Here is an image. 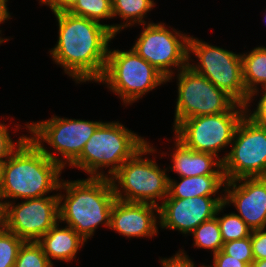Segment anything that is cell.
I'll list each match as a JSON object with an SVG mask.
<instances>
[{
    "label": "cell",
    "mask_w": 266,
    "mask_h": 267,
    "mask_svg": "<svg viewBox=\"0 0 266 267\" xmlns=\"http://www.w3.org/2000/svg\"><path fill=\"white\" fill-rule=\"evenodd\" d=\"M58 40L48 53L77 84L97 83L102 77L108 49L116 36L105 26L69 12L54 14Z\"/></svg>",
    "instance_id": "1"
},
{
    "label": "cell",
    "mask_w": 266,
    "mask_h": 267,
    "mask_svg": "<svg viewBox=\"0 0 266 267\" xmlns=\"http://www.w3.org/2000/svg\"><path fill=\"white\" fill-rule=\"evenodd\" d=\"M63 171L27 137L1 166L0 199L7 204L11 200L58 195Z\"/></svg>",
    "instance_id": "2"
},
{
    "label": "cell",
    "mask_w": 266,
    "mask_h": 267,
    "mask_svg": "<svg viewBox=\"0 0 266 267\" xmlns=\"http://www.w3.org/2000/svg\"><path fill=\"white\" fill-rule=\"evenodd\" d=\"M58 197L61 225L70 226L85 241L93 238L99 226L110 228V213L116 200L110 178L62 179Z\"/></svg>",
    "instance_id": "3"
},
{
    "label": "cell",
    "mask_w": 266,
    "mask_h": 267,
    "mask_svg": "<svg viewBox=\"0 0 266 267\" xmlns=\"http://www.w3.org/2000/svg\"><path fill=\"white\" fill-rule=\"evenodd\" d=\"M148 141L120 121H103L68 168H77L88 177L110 178Z\"/></svg>",
    "instance_id": "4"
},
{
    "label": "cell",
    "mask_w": 266,
    "mask_h": 267,
    "mask_svg": "<svg viewBox=\"0 0 266 267\" xmlns=\"http://www.w3.org/2000/svg\"><path fill=\"white\" fill-rule=\"evenodd\" d=\"M155 148L148 141L110 177L117 200L159 207L168 196L170 175L167 167L156 162L158 149Z\"/></svg>",
    "instance_id": "5"
},
{
    "label": "cell",
    "mask_w": 266,
    "mask_h": 267,
    "mask_svg": "<svg viewBox=\"0 0 266 267\" xmlns=\"http://www.w3.org/2000/svg\"><path fill=\"white\" fill-rule=\"evenodd\" d=\"M97 83L105 84L127 107L167 84V79L131 47L119 50L109 46L106 66Z\"/></svg>",
    "instance_id": "6"
},
{
    "label": "cell",
    "mask_w": 266,
    "mask_h": 267,
    "mask_svg": "<svg viewBox=\"0 0 266 267\" xmlns=\"http://www.w3.org/2000/svg\"><path fill=\"white\" fill-rule=\"evenodd\" d=\"M102 122L54 114L46 120L28 122V137L48 158L65 170L80 156L85 144ZM45 144L50 146V150Z\"/></svg>",
    "instance_id": "7"
},
{
    "label": "cell",
    "mask_w": 266,
    "mask_h": 267,
    "mask_svg": "<svg viewBox=\"0 0 266 267\" xmlns=\"http://www.w3.org/2000/svg\"><path fill=\"white\" fill-rule=\"evenodd\" d=\"M188 66L205 76L217 88L226 91L238 103H248L250 96L243 82L241 53L212 45L203 38L199 40L191 35L188 41Z\"/></svg>",
    "instance_id": "8"
},
{
    "label": "cell",
    "mask_w": 266,
    "mask_h": 267,
    "mask_svg": "<svg viewBox=\"0 0 266 267\" xmlns=\"http://www.w3.org/2000/svg\"><path fill=\"white\" fill-rule=\"evenodd\" d=\"M245 114L246 105L237 103L225 113L182 120L172 129V132L188 148L214 154L223 161L228 152L227 148L233 141L236 128ZM220 152H225L224 155L221 154L222 157L219 155Z\"/></svg>",
    "instance_id": "9"
},
{
    "label": "cell",
    "mask_w": 266,
    "mask_h": 267,
    "mask_svg": "<svg viewBox=\"0 0 266 267\" xmlns=\"http://www.w3.org/2000/svg\"><path fill=\"white\" fill-rule=\"evenodd\" d=\"M172 79H176L177 86L172 129L187 118L225 113L238 103L226 91L217 88L189 66L169 77L167 83L172 82Z\"/></svg>",
    "instance_id": "10"
},
{
    "label": "cell",
    "mask_w": 266,
    "mask_h": 267,
    "mask_svg": "<svg viewBox=\"0 0 266 267\" xmlns=\"http://www.w3.org/2000/svg\"><path fill=\"white\" fill-rule=\"evenodd\" d=\"M138 26L142 30L131 48L166 79L188 66L189 33L166 26L162 21Z\"/></svg>",
    "instance_id": "11"
},
{
    "label": "cell",
    "mask_w": 266,
    "mask_h": 267,
    "mask_svg": "<svg viewBox=\"0 0 266 267\" xmlns=\"http://www.w3.org/2000/svg\"><path fill=\"white\" fill-rule=\"evenodd\" d=\"M230 149L222 161L226 181L266 177V124L245 114L236 128Z\"/></svg>",
    "instance_id": "12"
},
{
    "label": "cell",
    "mask_w": 266,
    "mask_h": 267,
    "mask_svg": "<svg viewBox=\"0 0 266 267\" xmlns=\"http://www.w3.org/2000/svg\"><path fill=\"white\" fill-rule=\"evenodd\" d=\"M6 204V229L24 242H37L59 221V197L24 199Z\"/></svg>",
    "instance_id": "13"
},
{
    "label": "cell",
    "mask_w": 266,
    "mask_h": 267,
    "mask_svg": "<svg viewBox=\"0 0 266 267\" xmlns=\"http://www.w3.org/2000/svg\"><path fill=\"white\" fill-rule=\"evenodd\" d=\"M223 202L224 196L165 198L159 206V227L190 236L202 222L215 217Z\"/></svg>",
    "instance_id": "14"
},
{
    "label": "cell",
    "mask_w": 266,
    "mask_h": 267,
    "mask_svg": "<svg viewBox=\"0 0 266 267\" xmlns=\"http://www.w3.org/2000/svg\"><path fill=\"white\" fill-rule=\"evenodd\" d=\"M224 190V203L232 205L251 230L266 228V177L226 181Z\"/></svg>",
    "instance_id": "15"
},
{
    "label": "cell",
    "mask_w": 266,
    "mask_h": 267,
    "mask_svg": "<svg viewBox=\"0 0 266 267\" xmlns=\"http://www.w3.org/2000/svg\"><path fill=\"white\" fill-rule=\"evenodd\" d=\"M159 207L149 203L115 200L109 230L126 239L149 238L159 234Z\"/></svg>",
    "instance_id": "16"
},
{
    "label": "cell",
    "mask_w": 266,
    "mask_h": 267,
    "mask_svg": "<svg viewBox=\"0 0 266 267\" xmlns=\"http://www.w3.org/2000/svg\"><path fill=\"white\" fill-rule=\"evenodd\" d=\"M173 137L174 144L172 145L174 146L168 148L171 149V153L169 151L158 152V155H161L159 159H163L164 156L166 158V155L171 158L170 163L172 164L168 165V172H174L173 174H177L178 177L224 175L222 161L214 154L194 151L185 146L174 135Z\"/></svg>",
    "instance_id": "17"
},
{
    "label": "cell",
    "mask_w": 266,
    "mask_h": 267,
    "mask_svg": "<svg viewBox=\"0 0 266 267\" xmlns=\"http://www.w3.org/2000/svg\"><path fill=\"white\" fill-rule=\"evenodd\" d=\"M37 243L42 247L48 260L55 266L54 260L67 262V264L74 260L79 262V257L76 260L78 251L87 244V241L73 228L67 225L61 226L58 221Z\"/></svg>",
    "instance_id": "18"
},
{
    "label": "cell",
    "mask_w": 266,
    "mask_h": 267,
    "mask_svg": "<svg viewBox=\"0 0 266 267\" xmlns=\"http://www.w3.org/2000/svg\"><path fill=\"white\" fill-rule=\"evenodd\" d=\"M169 177L166 198L185 199L197 196H224L226 179L224 175H201L192 177ZM221 189V190H220Z\"/></svg>",
    "instance_id": "19"
},
{
    "label": "cell",
    "mask_w": 266,
    "mask_h": 267,
    "mask_svg": "<svg viewBox=\"0 0 266 267\" xmlns=\"http://www.w3.org/2000/svg\"><path fill=\"white\" fill-rule=\"evenodd\" d=\"M155 0H112L113 20L121 19L120 24L113 23V34L122 33L124 29L136 27L151 21H146L148 13L156 7Z\"/></svg>",
    "instance_id": "20"
},
{
    "label": "cell",
    "mask_w": 266,
    "mask_h": 267,
    "mask_svg": "<svg viewBox=\"0 0 266 267\" xmlns=\"http://www.w3.org/2000/svg\"><path fill=\"white\" fill-rule=\"evenodd\" d=\"M243 82L247 94L266 89V46L254 47L251 51L242 52Z\"/></svg>",
    "instance_id": "21"
},
{
    "label": "cell",
    "mask_w": 266,
    "mask_h": 267,
    "mask_svg": "<svg viewBox=\"0 0 266 267\" xmlns=\"http://www.w3.org/2000/svg\"><path fill=\"white\" fill-rule=\"evenodd\" d=\"M226 208H228V206L223 202L218 207L215 215L218 219L223 242L227 243L251 236V228L236 214L235 211L224 213Z\"/></svg>",
    "instance_id": "22"
},
{
    "label": "cell",
    "mask_w": 266,
    "mask_h": 267,
    "mask_svg": "<svg viewBox=\"0 0 266 267\" xmlns=\"http://www.w3.org/2000/svg\"><path fill=\"white\" fill-rule=\"evenodd\" d=\"M68 12L105 25L113 33V24L103 22L113 19L112 0H78Z\"/></svg>",
    "instance_id": "23"
},
{
    "label": "cell",
    "mask_w": 266,
    "mask_h": 267,
    "mask_svg": "<svg viewBox=\"0 0 266 267\" xmlns=\"http://www.w3.org/2000/svg\"><path fill=\"white\" fill-rule=\"evenodd\" d=\"M190 235L193 237L194 248L209 250L212 255L222 250L224 242L216 217L202 222Z\"/></svg>",
    "instance_id": "24"
},
{
    "label": "cell",
    "mask_w": 266,
    "mask_h": 267,
    "mask_svg": "<svg viewBox=\"0 0 266 267\" xmlns=\"http://www.w3.org/2000/svg\"><path fill=\"white\" fill-rule=\"evenodd\" d=\"M14 267H54L37 242H24Z\"/></svg>",
    "instance_id": "25"
},
{
    "label": "cell",
    "mask_w": 266,
    "mask_h": 267,
    "mask_svg": "<svg viewBox=\"0 0 266 267\" xmlns=\"http://www.w3.org/2000/svg\"><path fill=\"white\" fill-rule=\"evenodd\" d=\"M12 124L13 123H10L8 126L4 122L0 121V167L11 156V154L21 145V143L29 136L28 133L22 134L19 135L17 140H13L11 138L12 134L18 133V131H20L21 128L26 129V132H28V122L23 124L24 126L20 125L18 122L17 124L15 123L12 127L13 131L9 132L11 131L10 126Z\"/></svg>",
    "instance_id": "26"
},
{
    "label": "cell",
    "mask_w": 266,
    "mask_h": 267,
    "mask_svg": "<svg viewBox=\"0 0 266 267\" xmlns=\"http://www.w3.org/2000/svg\"><path fill=\"white\" fill-rule=\"evenodd\" d=\"M24 241L5 229L0 233V267H14L20 247Z\"/></svg>",
    "instance_id": "27"
},
{
    "label": "cell",
    "mask_w": 266,
    "mask_h": 267,
    "mask_svg": "<svg viewBox=\"0 0 266 267\" xmlns=\"http://www.w3.org/2000/svg\"><path fill=\"white\" fill-rule=\"evenodd\" d=\"M222 251L229 256L247 263L250 267L252 265V262L254 261L252 254L251 236L241 240H233L224 243Z\"/></svg>",
    "instance_id": "28"
},
{
    "label": "cell",
    "mask_w": 266,
    "mask_h": 267,
    "mask_svg": "<svg viewBox=\"0 0 266 267\" xmlns=\"http://www.w3.org/2000/svg\"><path fill=\"white\" fill-rule=\"evenodd\" d=\"M254 105L256 107L251 109ZM246 114H248L256 122L266 124V89L258 90L250 95L249 101L246 104Z\"/></svg>",
    "instance_id": "29"
},
{
    "label": "cell",
    "mask_w": 266,
    "mask_h": 267,
    "mask_svg": "<svg viewBox=\"0 0 266 267\" xmlns=\"http://www.w3.org/2000/svg\"><path fill=\"white\" fill-rule=\"evenodd\" d=\"M192 259L193 258L189 257L184 248L182 249L181 247V249L176 251L173 256H169V258L159 257V263L161 267H197Z\"/></svg>",
    "instance_id": "30"
},
{
    "label": "cell",
    "mask_w": 266,
    "mask_h": 267,
    "mask_svg": "<svg viewBox=\"0 0 266 267\" xmlns=\"http://www.w3.org/2000/svg\"><path fill=\"white\" fill-rule=\"evenodd\" d=\"M251 244L254 260L266 259V228L252 230Z\"/></svg>",
    "instance_id": "31"
},
{
    "label": "cell",
    "mask_w": 266,
    "mask_h": 267,
    "mask_svg": "<svg viewBox=\"0 0 266 267\" xmlns=\"http://www.w3.org/2000/svg\"><path fill=\"white\" fill-rule=\"evenodd\" d=\"M213 264L208 267H250L247 263L225 254L222 250L212 256Z\"/></svg>",
    "instance_id": "32"
},
{
    "label": "cell",
    "mask_w": 266,
    "mask_h": 267,
    "mask_svg": "<svg viewBox=\"0 0 266 267\" xmlns=\"http://www.w3.org/2000/svg\"><path fill=\"white\" fill-rule=\"evenodd\" d=\"M39 5L47 6L56 14L59 12H68L78 0H37Z\"/></svg>",
    "instance_id": "33"
},
{
    "label": "cell",
    "mask_w": 266,
    "mask_h": 267,
    "mask_svg": "<svg viewBox=\"0 0 266 267\" xmlns=\"http://www.w3.org/2000/svg\"><path fill=\"white\" fill-rule=\"evenodd\" d=\"M8 1L9 0H0V24H3V23L5 24L6 21L8 22L9 20L12 19L11 17L12 15L8 9ZM0 29H1L0 30V45H1L5 42L10 41L12 37H9V38H6V36L3 37L2 28Z\"/></svg>",
    "instance_id": "34"
},
{
    "label": "cell",
    "mask_w": 266,
    "mask_h": 267,
    "mask_svg": "<svg viewBox=\"0 0 266 267\" xmlns=\"http://www.w3.org/2000/svg\"><path fill=\"white\" fill-rule=\"evenodd\" d=\"M6 229V204L0 199V233Z\"/></svg>",
    "instance_id": "35"
},
{
    "label": "cell",
    "mask_w": 266,
    "mask_h": 267,
    "mask_svg": "<svg viewBox=\"0 0 266 267\" xmlns=\"http://www.w3.org/2000/svg\"><path fill=\"white\" fill-rule=\"evenodd\" d=\"M251 267H266V259L254 260Z\"/></svg>",
    "instance_id": "36"
},
{
    "label": "cell",
    "mask_w": 266,
    "mask_h": 267,
    "mask_svg": "<svg viewBox=\"0 0 266 267\" xmlns=\"http://www.w3.org/2000/svg\"><path fill=\"white\" fill-rule=\"evenodd\" d=\"M265 10H266V9H265ZM265 12H266V11H265ZM265 12L263 13V16H264V17H263V20H262V21H264V22L266 23V13H265Z\"/></svg>",
    "instance_id": "37"
},
{
    "label": "cell",
    "mask_w": 266,
    "mask_h": 267,
    "mask_svg": "<svg viewBox=\"0 0 266 267\" xmlns=\"http://www.w3.org/2000/svg\"><path fill=\"white\" fill-rule=\"evenodd\" d=\"M0 197H1V167H0Z\"/></svg>",
    "instance_id": "38"
},
{
    "label": "cell",
    "mask_w": 266,
    "mask_h": 267,
    "mask_svg": "<svg viewBox=\"0 0 266 267\" xmlns=\"http://www.w3.org/2000/svg\"><path fill=\"white\" fill-rule=\"evenodd\" d=\"M201 267H208V266H207V265H205V264H202V265H201Z\"/></svg>",
    "instance_id": "39"
}]
</instances>
